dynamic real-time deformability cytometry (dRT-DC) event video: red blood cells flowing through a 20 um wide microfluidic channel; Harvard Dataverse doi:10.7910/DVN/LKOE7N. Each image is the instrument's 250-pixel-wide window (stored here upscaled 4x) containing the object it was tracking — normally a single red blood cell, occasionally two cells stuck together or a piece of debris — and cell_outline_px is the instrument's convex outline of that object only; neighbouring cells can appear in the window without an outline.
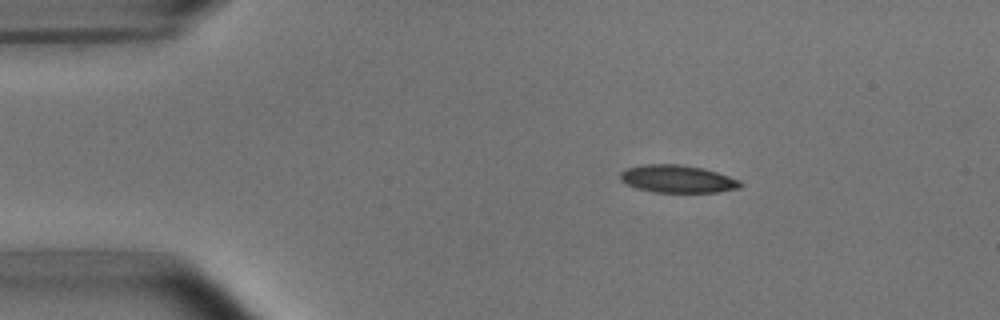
{"species": "common noctule bat (a hibernating species)", "species_latin": "Nyctalus noctula", "temperature_condition": "room temperature", "stored_images_in_passage": 45, "camera_frame_rate_fps": 3000, "um_per_image_px": 0.085, "animal": {"sex": "male", "body_mass_g": 15.6}, "frame": {"image": 1, "passage_image": 1, "time_ms": 0.0, "image_size_px": [1000, 320], "cell_outline_px": [[744, 184], [740, 188], [716, 192], [652, 192], [636, 188], [620, 180], [620, 172], [628, 168], [644, 164], [680, 164], [704, 168], [740, 180]], "centroid_in_image_um": [57.6, 15.21], "position_along_channel_um": 27.4, "area_um2": 19.36}}
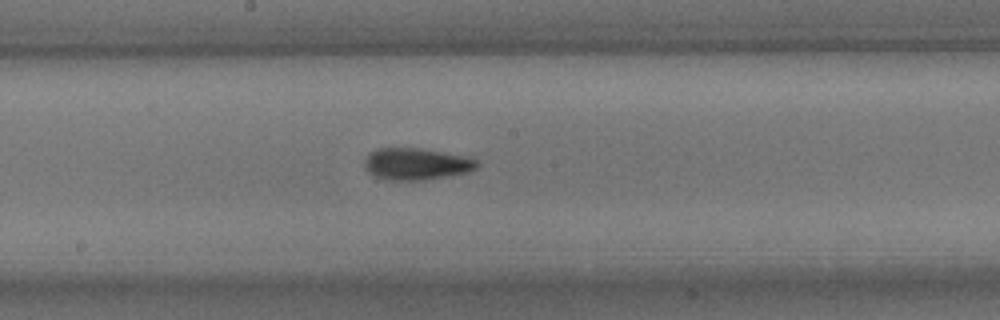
{"frame": {"image": 2, "passage_image": 20, "time_ms": 6.333, "image_size_px": [1000, 320], "cell_outline_px": [[480, 164], [476, 168], [468, 172], [424, 180], [384, 180], [372, 176], [368, 172], [364, 164], [364, 160], [368, 152], [376, 148], [420, 148], [464, 156], [476, 160]], "centroid_in_image_um": [35.32, 13.94], "position_along_channel_um": 212.9, "area_um2": 20.98}}
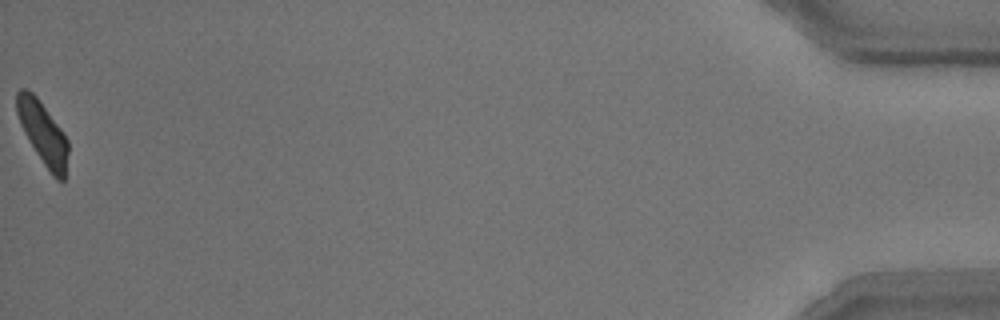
{"frame": {"image": 3, "passage_image": 45, "time_ms": 14.667, "image_size_px": [1000, 320], "cell_outline_px": [[68, 152], [64, 180], [56, 180], [52, 176], [28, 140], [20, 124], [16, 112], [16, 92], [20, 88], [28, 88], [36, 96], [60, 128], [68, 140]], "centroid_in_image_um": [3.62, 11.29], "position_along_channel_um": 431.6, "area_um2": 18.61}, "authors_computed_cell_mechanics": {"area_um2": 19.7676, "velocity_mm_per_s": 3.7937, "shape_relaxation_time_tau1_ms": 5.4281, "shape_relaxation_time_tau2_ms": 2.9489, "deformation_change_tau1": 0.1794, "deformation_change_tau2": 0.1063}}